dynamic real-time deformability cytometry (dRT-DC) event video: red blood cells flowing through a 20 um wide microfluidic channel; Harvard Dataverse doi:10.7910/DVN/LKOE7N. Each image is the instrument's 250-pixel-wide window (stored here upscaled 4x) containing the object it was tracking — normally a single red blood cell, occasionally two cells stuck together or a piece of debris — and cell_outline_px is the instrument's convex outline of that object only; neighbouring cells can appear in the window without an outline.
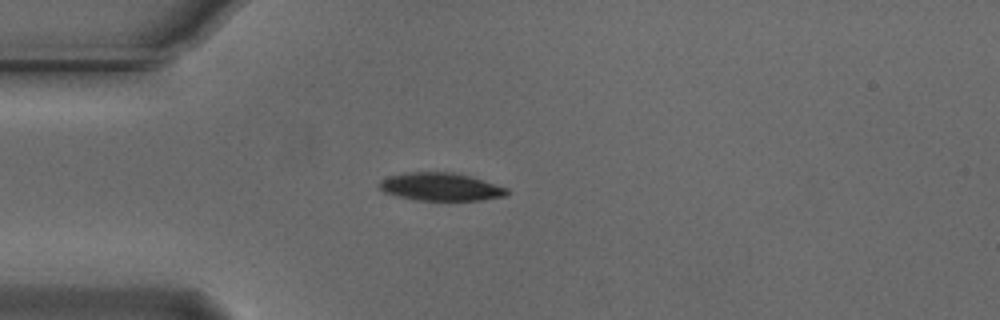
{"species": "Egyptian fruit bat (a non-hibernating species)", "species_latin": "Rousettus aegyptiacus", "temperature_condition": "cold", "stored_images_in_passage": 41, "camera_frame_rate_fps": 3000, "um_per_image_px": 0.085, "animal": {"sex": "male"}, "frame": {"image": 1, "passage_image": 1, "time_ms": 0.0, "image_size_px": [1000, 320], "cell_outline_px": [[508, 192], [504, 196], [480, 200], [416, 200], [384, 192], [380, 188], [380, 180], [388, 176], [404, 172], [452, 172], [472, 176], [508, 188]], "centroid_in_image_um": [37.46, 15.86], "position_along_channel_um": 47.5, "area_um2": 20.69}}
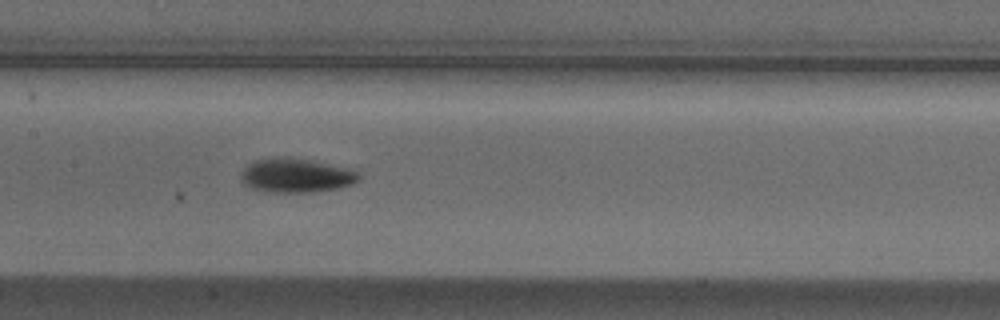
{"frame": {"image": 2, "passage_image": 13, "time_ms": 4.0, "image_size_px": [1000, 320], "cell_outline_px": [[360, 180], [352, 184], [340, 188], [316, 192], [272, 192], [252, 188], [244, 184], [240, 180], [240, 172], [248, 164], [256, 160], [284, 156], [288, 156], [312, 160], [352, 168], [360, 176]], "centroid_in_image_um": [25.19, 14.9], "position_along_channel_um": 182.2, "area_um2": 23.81}}
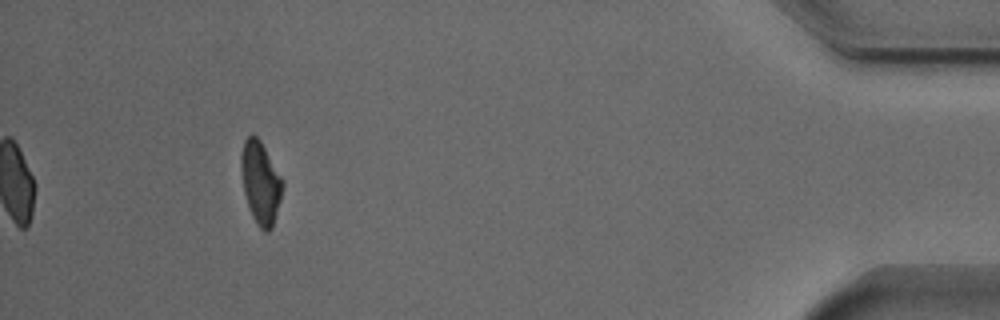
{"frame": {"image": 3, "passage_image": 37, "time_ms": 12.0, "image_size_px": [1000, 320], "cell_outline_px": [[284, 184], [280, 200], [272, 228], [268, 232], [264, 232], [256, 224], [252, 216], [244, 192], [240, 172], [240, 156], [244, 140], [248, 136], [256, 136], [260, 140], [284, 180]], "centroid_in_image_um": [22.14, 15.53], "position_along_channel_um": 413.1, "area_um2": 20.0}, "authors_computed_cell_mechanics": {"area_um2": 21.386, "velocity_mm_per_s": 3.7266, "shape_relaxation_time_tau1_ms": 2.5168, "shape_relaxation_time_tau2_ms": null, "deformation_change_tau1": 0.1229, "deformation_change_tau2": null}}